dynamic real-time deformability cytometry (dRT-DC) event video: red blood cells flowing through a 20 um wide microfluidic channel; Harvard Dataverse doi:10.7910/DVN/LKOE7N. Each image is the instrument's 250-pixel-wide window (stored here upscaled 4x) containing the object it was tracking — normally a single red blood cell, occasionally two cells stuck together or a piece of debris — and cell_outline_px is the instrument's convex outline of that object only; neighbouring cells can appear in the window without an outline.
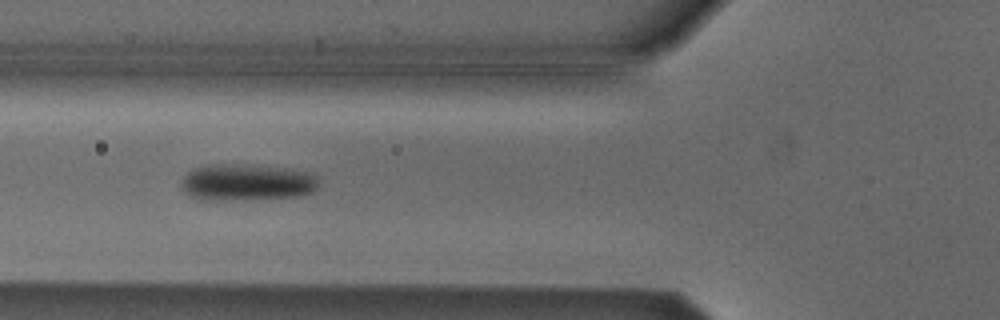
{"species": "Egyptian fruit bat (a non-hibernating species)", "species_latin": "Rousettus aegyptiacus", "temperature_condition": "cold", "stored_images_in_passage": 4, "camera_frame_rate_fps": 3000, "um_per_image_px": 0.085, "animal": {"sex": "male"}, "frame": {"image": 1, "passage_image": 3, "time_ms": 0.667, "image_size_px": [1000, 320], "cell_outline_px": [[320, 176], [316, 188], [312, 192], [300, 196], [244, 200], [200, 200], [188, 196], [184, 192], [180, 184], [184, 176], [192, 168], [208, 164], [244, 164], [284, 168], [308, 172]], "centroid_in_image_um": [20.94, 15.5], "position_along_channel_um": 104.9, "area_um2": 29.94}}
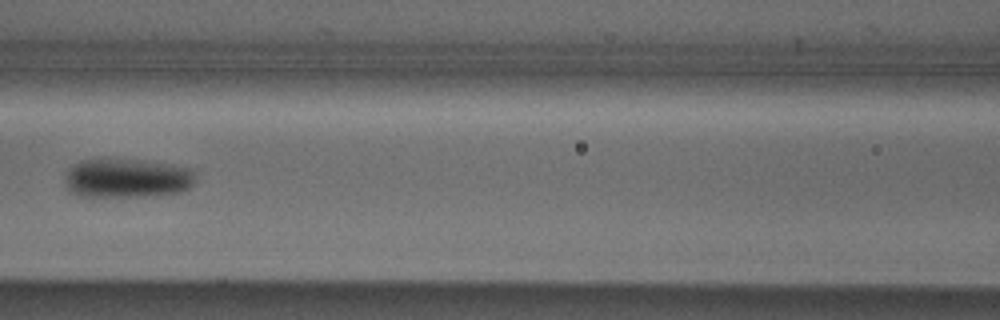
{"frame": {"image": 2, "passage_image": 4, "time_ms": 1.0, "image_size_px": [1000, 320], "cell_outline_px": [[196, 180], [188, 188], [180, 192], [144, 196], [80, 196], [68, 192], [64, 188], [64, 180], [68, 168], [80, 160], [140, 160], [172, 164], [196, 168]], "centroid_in_image_um": [10.81, 15.14], "position_along_channel_um": 155.8, "area_um2": 30.17}}